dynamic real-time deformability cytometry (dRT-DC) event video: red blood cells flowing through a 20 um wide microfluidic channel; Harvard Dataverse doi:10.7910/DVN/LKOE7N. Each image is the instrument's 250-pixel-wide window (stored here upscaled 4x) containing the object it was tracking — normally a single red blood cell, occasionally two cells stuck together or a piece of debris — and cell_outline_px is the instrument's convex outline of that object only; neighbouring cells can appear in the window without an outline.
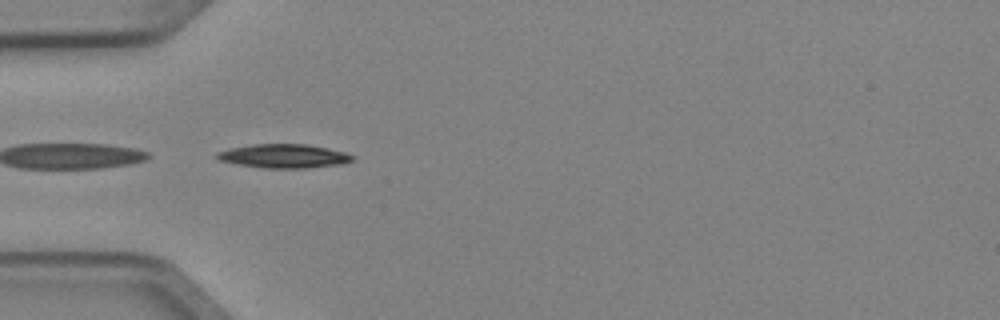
{"species": "Egyptian fruit bat (a non-hibernating species)", "species_latin": "Rousettus aegyptiacus", "temperature_condition": "cold", "stored_images_in_passage": 3, "camera_frame_rate_fps": 3000, "um_per_image_px": 0.085, "animal": {"sex": "female"}, "frame": {"image": 1, "passage_image": 1, "time_ms": 0.0, "image_size_px": [1000, 320], "cell_outline_px": [[356, 156], [352, 160], [344, 164], [308, 168], [264, 168], [240, 164], [220, 160], [216, 156], [216, 152], [232, 148], [252, 144], [304, 144], [344, 152]], "centroid_in_image_um": [24.16, 13.27], "position_along_channel_um": 60.8, "area_um2": 18.61}}
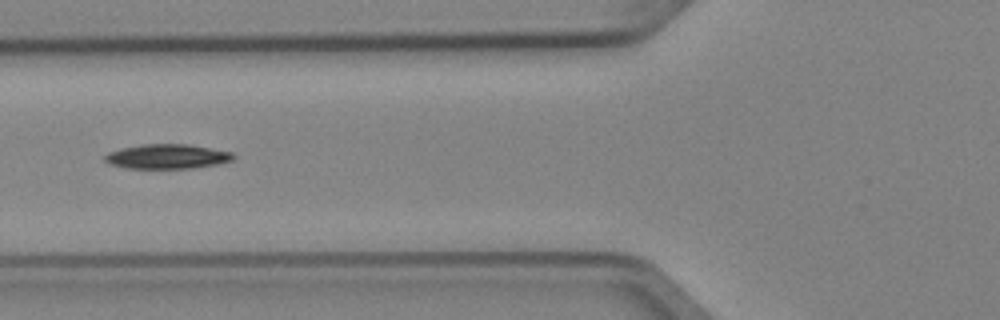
{"frame": {"image": 2, "passage_image": 2, "time_ms": 0.333, "image_size_px": [1000, 320], "cell_outline_px": [[236, 156], [232, 160], [216, 164], [192, 168], [124, 168], [108, 164], [104, 160], [104, 156], [108, 152], [120, 148], [144, 144], [188, 144], [232, 152]], "centroid_in_image_um": [14.17, 13.3], "position_along_channel_um": 111.6, "area_um2": 18.44}}